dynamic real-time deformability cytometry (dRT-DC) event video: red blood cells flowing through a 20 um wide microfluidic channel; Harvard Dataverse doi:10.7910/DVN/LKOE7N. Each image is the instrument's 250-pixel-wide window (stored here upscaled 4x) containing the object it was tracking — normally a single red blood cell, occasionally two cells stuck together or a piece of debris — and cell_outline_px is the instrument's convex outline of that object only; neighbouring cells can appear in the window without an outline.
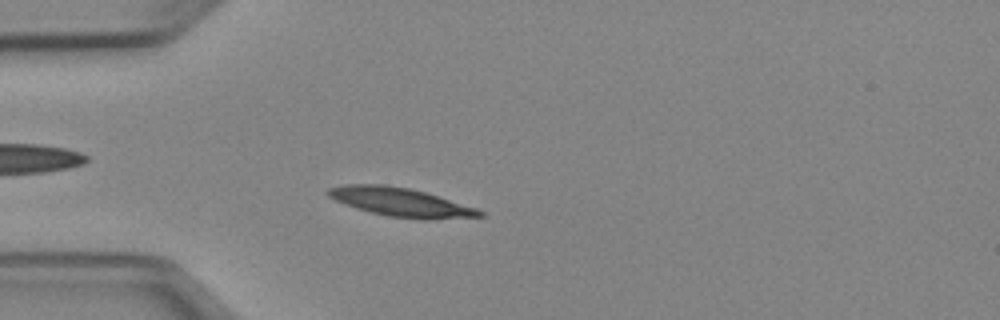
{"species": "Egyptian fruit bat (a non-hibernating species)", "species_latin": "Rousettus aegyptiacus", "temperature_condition": "cold", "stored_images_in_passage": 50, "camera_frame_rate_fps": 3000, "um_per_image_px": 0.085, "animal": {"sex": "female"}, "frame": {"image": 1, "passage_image": 13, "time_ms": 4.0, "image_size_px": [1000, 320], "cell_outline_px": [[484, 216], [428, 220], [424, 220], [388, 216], [356, 208], [344, 204], [328, 196], [324, 192], [328, 188], [344, 184], [380, 184], [408, 188], [424, 192], [476, 208], [484, 212]], "centroid_in_image_um": [34.02, 17.18], "position_along_channel_um": 51.0, "area_um2": 25.14}}
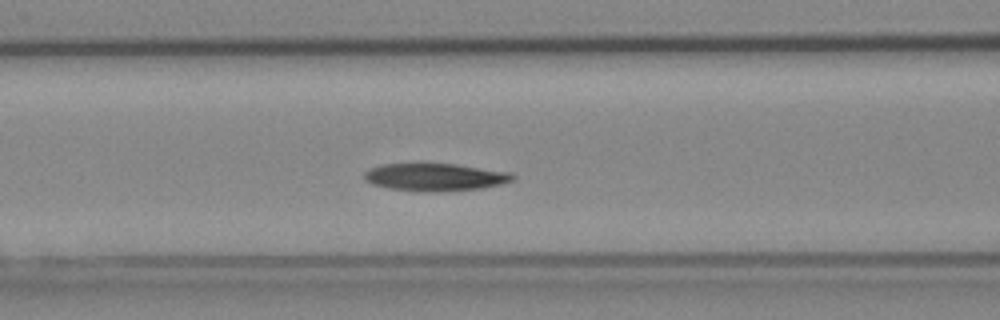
{"frame": {"image": 2, "passage_image": 20, "time_ms": 6.333, "image_size_px": [1000, 320], "cell_outline_px": [[516, 176], [512, 180], [500, 184], [480, 188], [432, 192], [420, 192], [388, 188], [372, 184], [364, 180], [364, 172], [368, 168], [380, 164], [420, 160], [456, 164], [508, 172]], "centroid_in_image_um": [36.85, 15.0], "position_along_channel_um": 129.8, "area_um2": 24.85}}
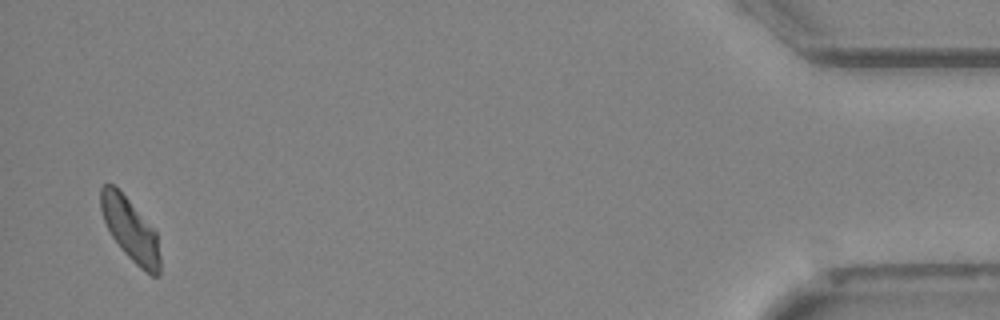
{"frame": {"image": 3, "passage_image": 49, "time_ms": 16.0, "image_size_px": [1000, 320], "cell_outline_px": [[160, 276], [152, 276], [140, 268], [120, 248], [112, 236], [104, 220], [100, 208], [100, 188], [104, 184], [112, 184], [128, 200], [156, 232], [160, 256]], "centroid_in_image_um": [11.08, 19.55], "position_along_channel_um": 424.1, "area_um2": 21.21}, "authors_computed_cell_mechanics": {"area_um2": 23.12, "velocity_mm_per_s": 3.9013, "shape_relaxation_time_tau1_ms": 6.6907, "shape_relaxation_time_tau2_ms": null, "deformation_change_tau1": 0.1424, "deformation_change_tau2": null}}